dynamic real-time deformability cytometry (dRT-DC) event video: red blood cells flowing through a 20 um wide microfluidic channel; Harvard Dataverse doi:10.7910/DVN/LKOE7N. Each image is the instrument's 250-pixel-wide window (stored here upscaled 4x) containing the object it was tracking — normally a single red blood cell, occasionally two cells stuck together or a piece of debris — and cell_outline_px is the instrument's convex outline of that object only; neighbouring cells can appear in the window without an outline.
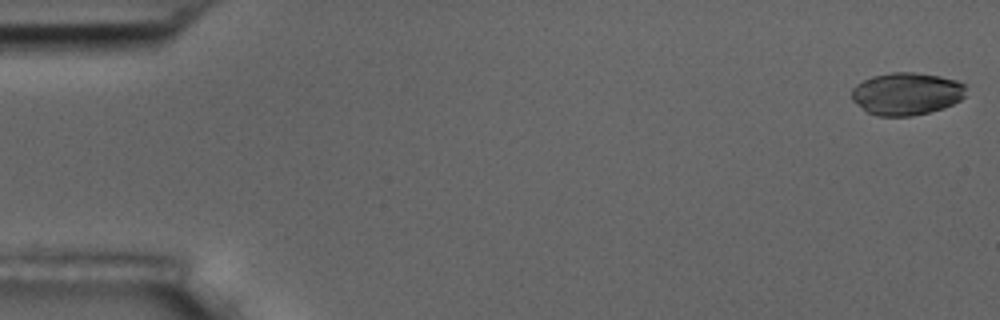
{"species": "common noctule bat (a hibernating species)", "species_latin": "Nyctalus noctula", "temperature_condition": "room temperature", "stored_images_in_passage": 13, "camera_frame_rate_fps": 3000, "um_per_image_px": 0.085, "animal": {"sex": "male", "body_mass_g": 17.5, "forearm_length_mm": 52.3}, "frame": {"image": 1, "passage_image": 1, "time_ms": 0.0, "image_size_px": [1000, 320], "cell_outline_px": [[964, 96], [960, 100], [944, 108], [912, 116], [876, 116], [868, 112], [852, 100], [852, 88], [856, 84], [864, 80], [876, 76], [892, 72], [916, 72], [940, 76], [956, 80], [964, 84]], "centroid_in_image_um": [77.05, 7.97], "position_along_channel_um": 7.9, "area_um2": 28.15}}
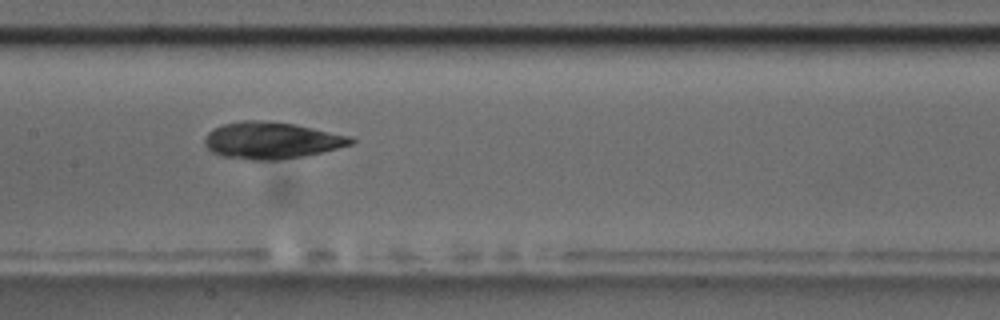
{"frame": {"image": 2, "passage_image": 8, "time_ms": 8.667, "image_size_px": [1000, 320], "cell_outline_px": [[356, 140], [352, 144], [304, 156], [280, 160], [252, 160], [224, 156], [212, 152], [204, 144], [204, 136], [212, 128], [224, 124], [240, 120], [256, 120], [296, 124], [352, 136]], "centroid_in_image_um": [23.06, 11.93], "position_along_channel_um": 184.3, "area_um2": 31.39}}
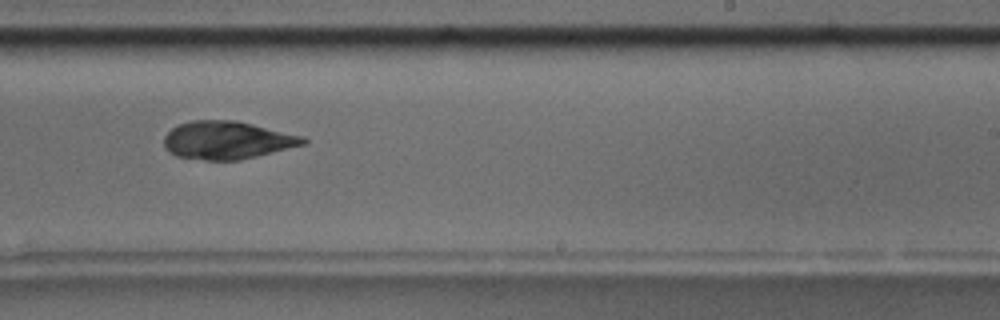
{"frame": {"image": 3, "passage_image": 10, "time_ms": 11.0, "image_size_px": [1000, 320], "cell_outline_px": [[308, 140], [304, 144], [240, 160], [204, 160], [176, 156], [168, 152], [164, 148], [164, 136], [172, 128], [180, 124], [192, 120], [236, 120], [304, 136]], "centroid_in_image_um": [19.28, 11.91], "position_along_channel_um": 269.7, "area_um2": 30.69}}